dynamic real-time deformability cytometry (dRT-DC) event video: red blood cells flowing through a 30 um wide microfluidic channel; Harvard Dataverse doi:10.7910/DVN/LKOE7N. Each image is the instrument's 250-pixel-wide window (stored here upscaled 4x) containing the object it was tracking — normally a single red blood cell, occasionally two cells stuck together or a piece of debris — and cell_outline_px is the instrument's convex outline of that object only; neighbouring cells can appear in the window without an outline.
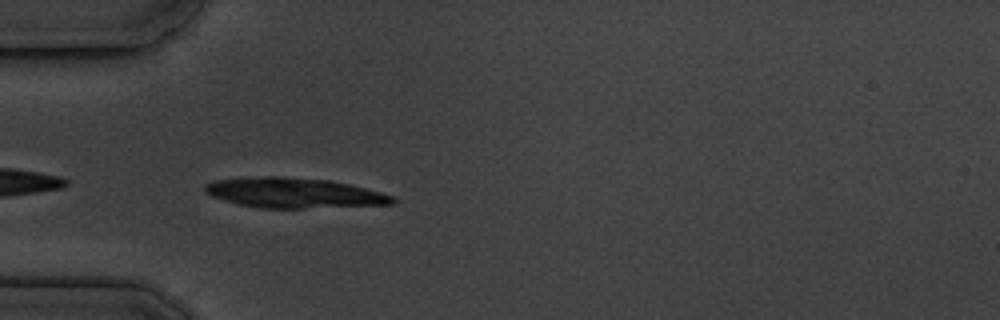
{"species": "common noctule bat (a hibernating species)", "species_latin": "Nyctalus noctula", "temperature_condition": "cold", "stored_images_in_passage": 7, "camera_frame_rate_fps": 3000, "um_per_image_px": 0.085, "animal": {"sex": "male", "body_mass_g": 19.5, "forearm_length_mm": 54.6}, "frame": {"image": 1, "passage_image": 5, "time_ms": 5.333, "image_size_px": [1000, 320], "cell_outline_px": [[396, 200], [392, 204], [304, 208], [260, 208], [240, 204], [224, 200], [212, 196], [204, 192], [204, 184], [216, 180], [264, 176], [284, 176], [328, 180], [348, 184], [380, 192], [392, 196]], "centroid_in_image_um": [24.95, 16.39], "position_along_channel_um": 60.1, "area_um2": 32.6}}